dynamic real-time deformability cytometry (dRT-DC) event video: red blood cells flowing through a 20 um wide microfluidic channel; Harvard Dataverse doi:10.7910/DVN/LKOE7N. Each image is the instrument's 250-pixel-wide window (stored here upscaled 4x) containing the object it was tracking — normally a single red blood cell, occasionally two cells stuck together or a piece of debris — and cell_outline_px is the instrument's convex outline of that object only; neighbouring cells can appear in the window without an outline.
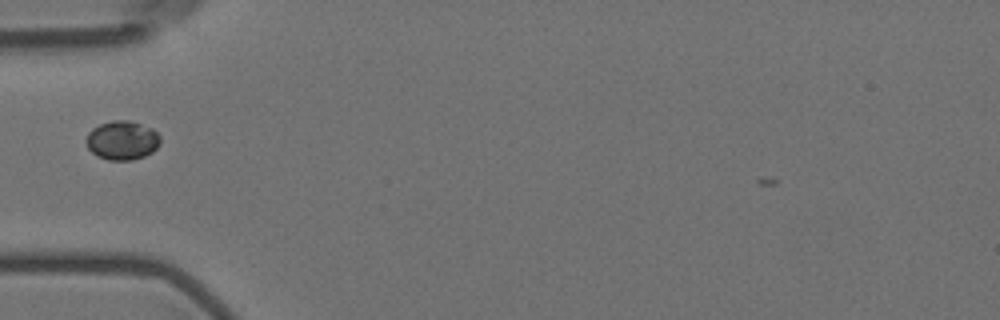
{"species": "Egyptian fruit bat (a non-hibernating species)", "species_latin": "Rousettus aegyptiacus", "temperature_condition": "room temperature", "stored_images_in_passage": 3, "camera_frame_rate_fps": 3000, "um_per_image_px": 0.085, "animal": {"sex": "female"}, "frame": {"image": 1, "passage_image": 2, "time_ms": 1.333, "image_size_px": [1000, 320], "cell_outline_px": [[160, 144], [152, 152], [144, 156], [132, 160], [108, 160], [96, 156], [88, 148], [88, 132], [92, 128], [100, 124], [112, 120], [128, 120], [152, 128], [160, 136]], "centroid_in_image_um": [10.4, 11.93], "position_along_channel_um": 74.6, "area_um2": 16.76}}
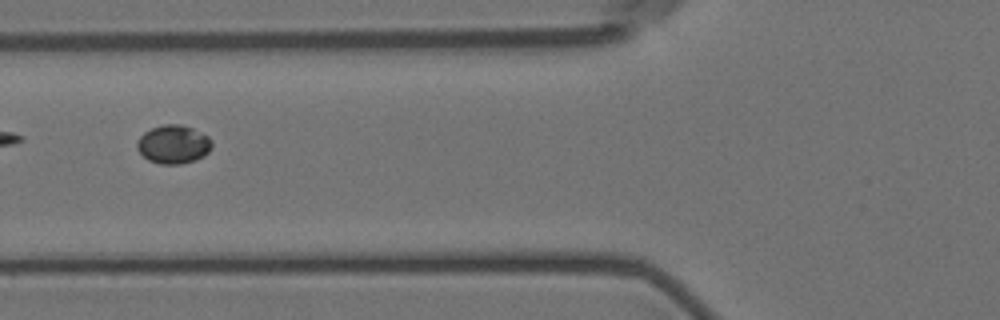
{"frame": {"image": 2, "passage_image": 3, "time_ms": 2.333, "image_size_px": [1000, 320], "cell_outline_px": [[212, 148], [204, 156], [196, 160], [180, 164], [160, 164], [148, 160], [136, 148], [136, 144], [140, 136], [144, 132], [152, 128], [164, 124], [180, 124], [192, 128], [208, 136], [212, 140]], "centroid_in_image_um": [14.75, 12.27], "position_along_channel_um": 111.1, "area_um2": 16.88}}